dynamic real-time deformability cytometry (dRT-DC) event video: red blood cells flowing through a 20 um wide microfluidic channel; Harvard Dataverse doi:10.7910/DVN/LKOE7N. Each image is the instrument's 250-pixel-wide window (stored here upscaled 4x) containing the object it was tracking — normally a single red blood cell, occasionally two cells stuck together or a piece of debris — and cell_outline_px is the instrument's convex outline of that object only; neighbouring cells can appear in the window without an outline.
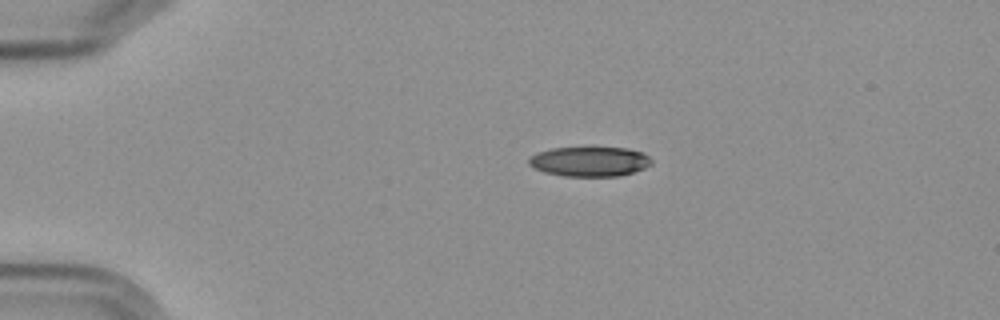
{"species": "Egyptian fruit bat (a non-hibernating species)", "species_latin": "Rousettus aegyptiacus", "temperature_condition": "cold", "stored_images_in_passage": 8, "camera_frame_rate_fps": 3000, "um_per_image_px": 0.085, "frame": {"image": 1, "passage_image": 1, "time_ms": 0.0, "image_size_px": [1000, 320], "cell_outline_px": [[652, 164], [644, 168], [620, 176], [564, 176], [544, 172], [528, 164], [528, 160], [536, 152], [552, 148], [628, 148], [644, 152], [652, 160]], "centroid_in_image_um": [50.14, 13.73], "position_along_channel_um": 34.9, "area_um2": 21.21}}
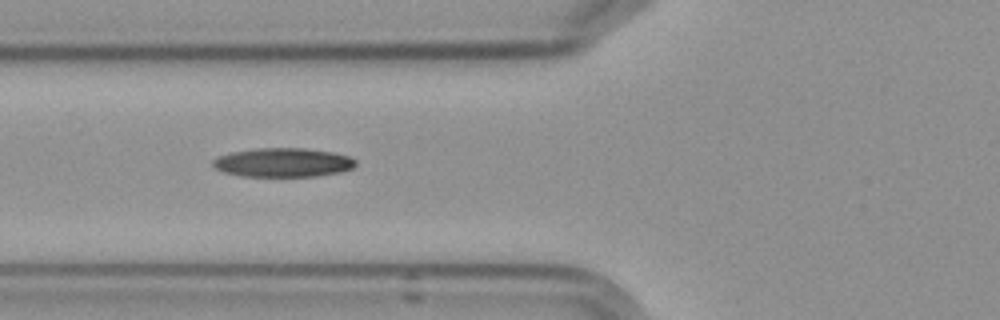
{"frame": {"image": 2, "passage_image": 4, "time_ms": 3.333, "image_size_px": [1000, 320], "cell_outline_px": [[356, 164], [352, 168], [340, 172], [316, 176], [240, 176], [224, 172], [216, 168], [212, 164], [212, 160], [216, 156], [232, 152], [256, 148], [304, 148], [332, 152], [348, 156], [356, 160]], "centroid_in_image_um": [24.03, 13.81], "position_along_channel_um": 101.8, "area_um2": 24.1}}
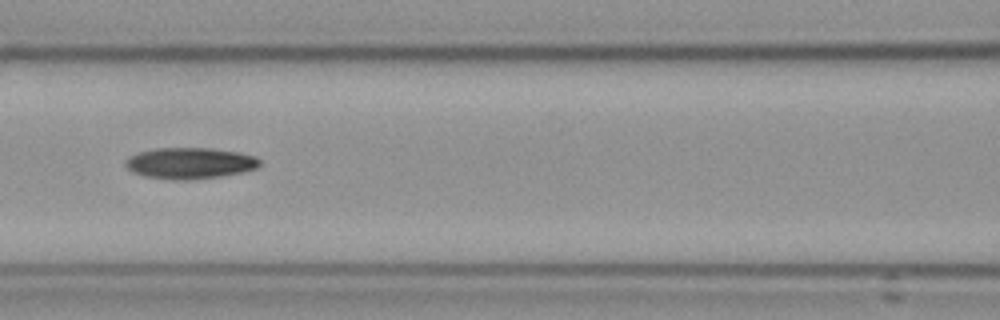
{"frame": {"image": 3, "passage_image": 5, "time_ms": 4.667, "image_size_px": [1000, 320], "cell_outline_px": [[260, 164], [256, 168], [244, 172], [220, 176], [188, 180], [180, 180], [144, 176], [132, 172], [124, 164], [124, 160], [128, 156], [140, 152], [156, 148], [208, 148], [236, 152], [256, 156], [260, 160]], "centroid_in_image_um": [16.12, 13.87], "position_along_channel_um": 150.5, "area_um2": 24.33}}